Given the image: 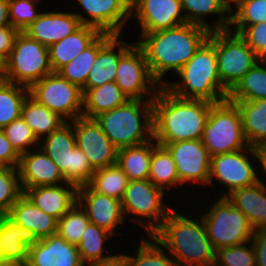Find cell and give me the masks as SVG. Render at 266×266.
<instances>
[{
	"label": "cell",
	"mask_w": 266,
	"mask_h": 266,
	"mask_svg": "<svg viewBox=\"0 0 266 266\" xmlns=\"http://www.w3.org/2000/svg\"><path fill=\"white\" fill-rule=\"evenodd\" d=\"M230 102L266 99V64L260 59L229 92Z\"/></svg>",
	"instance_id": "obj_36"
},
{
	"label": "cell",
	"mask_w": 266,
	"mask_h": 266,
	"mask_svg": "<svg viewBox=\"0 0 266 266\" xmlns=\"http://www.w3.org/2000/svg\"><path fill=\"white\" fill-rule=\"evenodd\" d=\"M8 9V0H0V27L11 26Z\"/></svg>",
	"instance_id": "obj_53"
},
{
	"label": "cell",
	"mask_w": 266,
	"mask_h": 266,
	"mask_svg": "<svg viewBox=\"0 0 266 266\" xmlns=\"http://www.w3.org/2000/svg\"><path fill=\"white\" fill-rule=\"evenodd\" d=\"M255 150L258 156V169L262 171V176H259V180L263 182L266 177V144L255 147ZM262 177L263 179H261Z\"/></svg>",
	"instance_id": "obj_52"
},
{
	"label": "cell",
	"mask_w": 266,
	"mask_h": 266,
	"mask_svg": "<svg viewBox=\"0 0 266 266\" xmlns=\"http://www.w3.org/2000/svg\"><path fill=\"white\" fill-rule=\"evenodd\" d=\"M246 0H237V6L241 3V2H244Z\"/></svg>",
	"instance_id": "obj_58"
},
{
	"label": "cell",
	"mask_w": 266,
	"mask_h": 266,
	"mask_svg": "<svg viewBox=\"0 0 266 266\" xmlns=\"http://www.w3.org/2000/svg\"><path fill=\"white\" fill-rule=\"evenodd\" d=\"M129 178L117 165L95 170L89 186L97 193L122 200Z\"/></svg>",
	"instance_id": "obj_39"
},
{
	"label": "cell",
	"mask_w": 266,
	"mask_h": 266,
	"mask_svg": "<svg viewBox=\"0 0 266 266\" xmlns=\"http://www.w3.org/2000/svg\"><path fill=\"white\" fill-rule=\"evenodd\" d=\"M256 165L258 166V156L255 147L252 146L212 156L208 186L209 188L211 185L212 187L215 186L214 181H217L220 186L222 184L225 186V190H222L223 194L220 192L219 195L226 197L234 190L253 185L259 181L260 174L258 172L261 171L257 169Z\"/></svg>",
	"instance_id": "obj_11"
},
{
	"label": "cell",
	"mask_w": 266,
	"mask_h": 266,
	"mask_svg": "<svg viewBox=\"0 0 266 266\" xmlns=\"http://www.w3.org/2000/svg\"><path fill=\"white\" fill-rule=\"evenodd\" d=\"M256 259V266H266V229H258L251 240Z\"/></svg>",
	"instance_id": "obj_50"
},
{
	"label": "cell",
	"mask_w": 266,
	"mask_h": 266,
	"mask_svg": "<svg viewBox=\"0 0 266 266\" xmlns=\"http://www.w3.org/2000/svg\"><path fill=\"white\" fill-rule=\"evenodd\" d=\"M7 76V59L0 54V82L6 81Z\"/></svg>",
	"instance_id": "obj_54"
},
{
	"label": "cell",
	"mask_w": 266,
	"mask_h": 266,
	"mask_svg": "<svg viewBox=\"0 0 266 266\" xmlns=\"http://www.w3.org/2000/svg\"><path fill=\"white\" fill-rule=\"evenodd\" d=\"M178 82L164 84V88L183 99H200L219 103L228 98L218 73L215 44L208 38L195 55L174 76Z\"/></svg>",
	"instance_id": "obj_4"
},
{
	"label": "cell",
	"mask_w": 266,
	"mask_h": 266,
	"mask_svg": "<svg viewBox=\"0 0 266 266\" xmlns=\"http://www.w3.org/2000/svg\"><path fill=\"white\" fill-rule=\"evenodd\" d=\"M266 180L234 190L226 198L248 218L254 230L266 229Z\"/></svg>",
	"instance_id": "obj_27"
},
{
	"label": "cell",
	"mask_w": 266,
	"mask_h": 266,
	"mask_svg": "<svg viewBox=\"0 0 266 266\" xmlns=\"http://www.w3.org/2000/svg\"><path fill=\"white\" fill-rule=\"evenodd\" d=\"M77 202L86 211L90 223L113 236L119 235L118 229L127 222L121 200L99 194L89 185L78 187Z\"/></svg>",
	"instance_id": "obj_19"
},
{
	"label": "cell",
	"mask_w": 266,
	"mask_h": 266,
	"mask_svg": "<svg viewBox=\"0 0 266 266\" xmlns=\"http://www.w3.org/2000/svg\"><path fill=\"white\" fill-rule=\"evenodd\" d=\"M239 108L243 133L249 146L266 144V99L233 102Z\"/></svg>",
	"instance_id": "obj_31"
},
{
	"label": "cell",
	"mask_w": 266,
	"mask_h": 266,
	"mask_svg": "<svg viewBox=\"0 0 266 266\" xmlns=\"http://www.w3.org/2000/svg\"><path fill=\"white\" fill-rule=\"evenodd\" d=\"M17 168L22 189L66 183L55 162L39 147L20 154Z\"/></svg>",
	"instance_id": "obj_21"
},
{
	"label": "cell",
	"mask_w": 266,
	"mask_h": 266,
	"mask_svg": "<svg viewBox=\"0 0 266 266\" xmlns=\"http://www.w3.org/2000/svg\"><path fill=\"white\" fill-rule=\"evenodd\" d=\"M266 22V0H246L231 12L230 27H248Z\"/></svg>",
	"instance_id": "obj_45"
},
{
	"label": "cell",
	"mask_w": 266,
	"mask_h": 266,
	"mask_svg": "<svg viewBox=\"0 0 266 266\" xmlns=\"http://www.w3.org/2000/svg\"><path fill=\"white\" fill-rule=\"evenodd\" d=\"M76 146L88 157L94 170L115 165L118 149L94 118L79 117L73 120Z\"/></svg>",
	"instance_id": "obj_17"
},
{
	"label": "cell",
	"mask_w": 266,
	"mask_h": 266,
	"mask_svg": "<svg viewBox=\"0 0 266 266\" xmlns=\"http://www.w3.org/2000/svg\"><path fill=\"white\" fill-rule=\"evenodd\" d=\"M115 83L129 100H153L161 87L152 77L144 51L136 42L120 56Z\"/></svg>",
	"instance_id": "obj_14"
},
{
	"label": "cell",
	"mask_w": 266,
	"mask_h": 266,
	"mask_svg": "<svg viewBox=\"0 0 266 266\" xmlns=\"http://www.w3.org/2000/svg\"><path fill=\"white\" fill-rule=\"evenodd\" d=\"M213 103L179 98L161 86L152 100L153 138L160 144L201 140Z\"/></svg>",
	"instance_id": "obj_2"
},
{
	"label": "cell",
	"mask_w": 266,
	"mask_h": 266,
	"mask_svg": "<svg viewBox=\"0 0 266 266\" xmlns=\"http://www.w3.org/2000/svg\"><path fill=\"white\" fill-rule=\"evenodd\" d=\"M27 266H86L77 245L68 243L58 233L39 239L28 248Z\"/></svg>",
	"instance_id": "obj_20"
},
{
	"label": "cell",
	"mask_w": 266,
	"mask_h": 266,
	"mask_svg": "<svg viewBox=\"0 0 266 266\" xmlns=\"http://www.w3.org/2000/svg\"><path fill=\"white\" fill-rule=\"evenodd\" d=\"M210 31L185 23L173 28L143 34L135 41L144 51L152 77L164 86L167 72L176 74L209 38Z\"/></svg>",
	"instance_id": "obj_1"
},
{
	"label": "cell",
	"mask_w": 266,
	"mask_h": 266,
	"mask_svg": "<svg viewBox=\"0 0 266 266\" xmlns=\"http://www.w3.org/2000/svg\"><path fill=\"white\" fill-rule=\"evenodd\" d=\"M229 29L238 33L260 59L266 57V22L248 27H229Z\"/></svg>",
	"instance_id": "obj_47"
},
{
	"label": "cell",
	"mask_w": 266,
	"mask_h": 266,
	"mask_svg": "<svg viewBox=\"0 0 266 266\" xmlns=\"http://www.w3.org/2000/svg\"><path fill=\"white\" fill-rule=\"evenodd\" d=\"M29 95V87L0 82V129L21 117L22 106Z\"/></svg>",
	"instance_id": "obj_38"
},
{
	"label": "cell",
	"mask_w": 266,
	"mask_h": 266,
	"mask_svg": "<svg viewBox=\"0 0 266 266\" xmlns=\"http://www.w3.org/2000/svg\"><path fill=\"white\" fill-rule=\"evenodd\" d=\"M6 266H27V265L25 263V264H7Z\"/></svg>",
	"instance_id": "obj_57"
},
{
	"label": "cell",
	"mask_w": 266,
	"mask_h": 266,
	"mask_svg": "<svg viewBox=\"0 0 266 266\" xmlns=\"http://www.w3.org/2000/svg\"><path fill=\"white\" fill-rule=\"evenodd\" d=\"M81 26L82 23L72 11L43 10L40 16L24 30V33L49 48L73 34Z\"/></svg>",
	"instance_id": "obj_22"
},
{
	"label": "cell",
	"mask_w": 266,
	"mask_h": 266,
	"mask_svg": "<svg viewBox=\"0 0 266 266\" xmlns=\"http://www.w3.org/2000/svg\"><path fill=\"white\" fill-rule=\"evenodd\" d=\"M77 189L74 184L66 182L22 190L36 207L59 220L77 202Z\"/></svg>",
	"instance_id": "obj_23"
},
{
	"label": "cell",
	"mask_w": 266,
	"mask_h": 266,
	"mask_svg": "<svg viewBox=\"0 0 266 266\" xmlns=\"http://www.w3.org/2000/svg\"><path fill=\"white\" fill-rule=\"evenodd\" d=\"M209 39L215 44L219 78L230 92L260 58L230 29L212 31Z\"/></svg>",
	"instance_id": "obj_10"
},
{
	"label": "cell",
	"mask_w": 266,
	"mask_h": 266,
	"mask_svg": "<svg viewBox=\"0 0 266 266\" xmlns=\"http://www.w3.org/2000/svg\"><path fill=\"white\" fill-rule=\"evenodd\" d=\"M2 130L19 154L39 147V140L22 116L12 121Z\"/></svg>",
	"instance_id": "obj_43"
},
{
	"label": "cell",
	"mask_w": 266,
	"mask_h": 266,
	"mask_svg": "<svg viewBox=\"0 0 266 266\" xmlns=\"http://www.w3.org/2000/svg\"><path fill=\"white\" fill-rule=\"evenodd\" d=\"M181 4L187 23L202 26L210 32L230 27L231 11L221 0H181ZM214 14L218 19L207 23L205 16Z\"/></svg>",
	"instance_id": "obj_29"
},
{
	"label": "cell",
	"mask_w": 266,
	"mask_h": 266,
	"mask_svg": "<svg viewBox=\"0 0 266 266\" xmlns=\"http://www.w3.org/2000/svg\"><path fill=\"white\" fill-rule=\"evenodd\" d=\"M89 223L86 211L76 202L58 220L57 233L62 236L66 242L78 245Z\"/></svg>",
	"instance_id": "obj_41"
},
{
	"label": "cell",
	"mask_w": 266,
	"mask_h": 266,
	"mask_svg": "<svg viewBox=\"0 0 266 266\" xmlns=\"http://www.w3.org/2000/svg\"><path fill=\"white\" fill-rule=\"evenodd\" d=\"M52 72L48 47L20 32L7 59L6 81L30 87Z\"/></svg>",
	"instance_id": "obj_12"
},
{
	"label": "cell",
	"mask_w": 266,
	"mask_h": 266,
	"mask_svg": "<svg viewBox=\"0 0 266 266\" xmlns=\"http://www.w3.org/2000/svg\"><path fill=\"white\" fill-rule=\"evenodd\" d=\"M81 12H73L82 25L96 27L102 33L121 35L131 20V3L128 0H75ZM84 15V16H83Z\"/></svg>",
	"instance_id": "obj_16"
},
{
	"label": "cell",
	"mask_w": 266,
	"mask_h": 266,
	"mask_svg": "<svg viewBox=\"0 0 266 266\" xmlns=\"http://www.w3.org/2000/svg\"><path fill=\"white\" fill-rule=\"evenodd\" d=\"M32 2H35V3H39L38 0H30ZM40 1V0H39Z\"/></svg>",
	"instance_id": "obj_59"
},
{
	"label": "cell",
	"mask_w": 266,
	"mask_h": 266,
	"mask_svg": "<svg viewBox=\"0 0 266 266\" xmlns=\"http://www.w3.org/2000/svg\"><path fill=\"white\" fill-rule=\"evenodd\" d=\"M7 216L42 239L57 233L58 220L36 207L24 194L15 202Z\"/></svg>",
	"instance_id": "obj_28"
},
{
	"label": "cell",
	"mask_w": 266,
	"mask_h": 266,
	"mask_svg": "<svg viewBox=\"0 0 266 266\" xmlns=\"http://www.w3.org/2000/svg\"><path fill=\"white\" fill-rule=\"evenodd\" d=\"M148 180L165 192L173 187L182 186L170 152L165 146L158 144L154 138Z\"/></svg>",
	"instance_id": "obj_32"
},
{
	"label": "cell",
	"mask_w": 266,
	"mask_h": 266,
	"mask_svg": "<svg viewBox=\"0 0 266 266\" xmlns=\"http://www.w3.org/2000/svg\"><path fill=\"white\" fill-rule=\"evenodd\" d=\"M8 2L10 23L20 32H24L42 13L36 8L37 3L30 0H8Z\"/></svg>",
	"instance_id": "obj_46"
},
{
	"label": "cell",
	"mask_w": 266,
	"mask_h": 266,
	"mask_svg": "<svg viewBox=\"0 0 266 266\" xmlns=\"http://www.w3.org/2000/svg\"><path fill=\"white\" fill-rule=\"evenodd\" d=\"M214 198L209 208L201 213L208 238L215 250L250 242L255 232L245 214L226 197ZM207 210V211H206Z\"/></svg>",
	"instance_id": "obj_7"
},
{
	"label": "cell",
	"mask_w": 266,
	"mask_h": 266,
	"mask_svg": "<svg viewBox=\"0 0 266 266\" xmlns=\"http://www.w3.org/2000/svg\"><path fill=\"white\" fill-rule=\"evenodd\" d=\"M262 60L265 62V64H266V57H264V58H262Z\"/></svg>",
	"instance_id": "obj_60"
},
{
	"label": "cell",
	"mask_w": 266,
	"mask_h": 266,
	"mask_svg": "<svg viewBox=\"0 0 266 266\" xmlns=\"http://www.w3.org/2000/svg\"><path fill=\"white\" fill-rule=\"evenodd\" d=\"M37 241L32 231L16 224L7 215L0 219V254L6 264H25L28 248Z\"/></svg>",
	"instance_id": "obj_24"
},
{
	"label": "cell",
	"mask_w": 266,
	"mask_h": 266,
	"mask_svg": "<svg viewBox=\"0 0 266 266\" xmlns=\"http://www.w3.org/2000/svg\"><path fill=\"white\" fill-rule=\"evenodd\" d=\"M94 119L117 149L137 146L153 139L152 100H128Z\"/></svg>",
	"instance_id": "obj_5"
},
{
	"label": "cell",
	"mask_w": 266,
	"mask_h": 266,
	"mask_svg": "<svg viewBox=\"0 0 266 266\" xmlns=\"http://www.w3.org/2000/svg\"><path fill=\"white\" fill-rule=\"evenodd\" d=\"M114 236L95 224L89 223L82 234V238L77 245L82 262L88 266L94 261H98L111 256L105 250L106 241ZM107 252V253H106ZM106 253V254H105Z\"/></svg>",
	"instance_id": "obj_40"
},
{
	"label": "cell",
	"mask_w": 266,
	"mask_h": 266,
	"mask_svg": "<svg viewBox=\"0 0 266 266\" xmlns=\"http://www.w3.org/2000/svg\"><path fill=\"white\" fill-rule=\"evenodd\" d=\"M153 150V139L144 144L118 149L116 164L129 180L148 179Z\"/></svg>",
	"instance_id": "obj_33"
},
{
	"label": "cell",
	"mask_w": 266,
	"mask_h": 266,
	"mask_svg": "<svg viewBox=\"0 0 266 266\" xmlns=\"http://www.w3.org/2000/svg\"><path fill=\"white\" fill-rule=\"evenodd\" d=\"M122 37L114 35L99 50L88 74L86 85L82 89L95 88L115 81L119 58L133 44L123 40Z\"/></svg>",
	"instance_id": "obj_25"
},
{
	"label": "cell",
	"mask_w": 266,
	"mask_h": 266,
	"mask_svg": "<svg viewBox=\"0 0 266 266\" xmlns=\"http://www.w3.org/2000/svg\"><path fill=\"white\" fill-rule=\"evenodd\" d=\"M88 266H129L127 261V254L125 253H114L104 259L94 261L90 263Z\"/></svg>",
	"instance_id": "obj_51"
},
{
	"label": "cell",
	"mask_w": 266,
	"mask_h": 266,
	"mask_svg": "<svg viewBox=\"0 0 266 266\" xmlns=\"http://www.w3.org/2000/svg\"><path fill=\"white\" fill-rule=\"evenodd\" d=\"M82 92V116L86 118H94L100 113L125 104L129 100L115 81L107 82L95 88L82 89Z\"/></svg>",
	"instance_id": "obj_30"
},
{
	"label": "cell",
	"mask_w": 266,
	"mask_h": 266,
	"mask_svg": "<svg viewBox=\"0 0 266 266\" xmlns=\"http://www.w3.org/2000/svg\"><path fill=\"white\" fill-rule=\"evenodd\" d=\"M165 193L148 179L129 181L121 200L125 218L131 216L130 222L141 226L148 236L153 235L173 209L164 201Z\"/></svg>",
	"instance_id": "obj_9"
},
{
	"label": "cell",
	"mask_w": 266,
	"mask_h": 266,
	"mask_svg": "<svg viewBox=\"0 0 266 266\" xmlns=\"http://www.w3.org/2000/svg\"><path fill=\"white\" fill-rule=\"evenodd\" d=\"M214 266H256L252 242L217 249Z\"/></svg>",
	"instance_id": "obj_44"
},
{
	"label": "cell",
	"mask_w": 266,
	"mask_h": 266,
	"mask_svg": "<svg viewBox=\"0 0 266 266\" xmlns=\"http://www.w3.org/2000/svg\"><path fill=\"white\" fill-rule=\"evenodd\" d=\"M101 34L102 32L96 27L82 25L73 34L51 45L48 49L52 71L58 72L89 47Z\"/></svg>",
	"instance_id": "obj_26"
},
{
	"label": "cell",
	"mask_w": 266,
	"mask_h": 266,
	"mask_svg": "<svg viewBox=\"0 0 266 266\" xmlns=\"http://www.w3.org/2000/svg\"><path fill=\"white\" fill-rule=\"evenodd\" d=\"M20 31L11 26L0 27V54L8 59Z\"/></svg>",
	"instance_id": "obj_49"
},
{
	"label": "cell",
	"mask_w": 266,
	"mask_h": 266,
	"mask_svg": "<svg viewBox=\"0 0 266 266\" xmlns=\"http://www.w3.org/2000/svg\"><path fill=\"white\" fill-rule=\"evenodd\" d=\"M223 4L232 12L237 7V0H221ZM234 7V9H233Z\"/></svg>",
	"instance_id": "obj_55"
},
{
	"label": "cell",
	"mask_w": 266,
	"mask_h": 266,
	"mask_svg": "<svg viewBox=\"0 0 266 266\" xmlns=\"http://www.w3.org/2000/svg\"><path fill=\"white\" fill-rule=\"evenodd\" d=\"M113 34L102 33L89 47L83 50L75 59L63 66L58 73L70 83L81 89L86 85L88 74L96 60L99 50L113 37Z\"/></svg>",
	"instance_id": "obj_34"
},
{
	"label": "cell",
	"mask_w": 266,
	"mask_h": 266,
	"mask_svg": "<svg viewBox=\"0 0 266 266\" xmlns=\"http://www.w3.org/2000/svg\"><path fill=\"white\" fill-rule=\"evenodd\" d=\"M21 116L39 141L65 122L57 113L38 103L30 95L23 103Z\"/></svg>",
	"instance_id": "obj_35"
},
{
	"label": "cell",
	"mask_w": 266,
	"mask_h": 266,
	"mask_svg": "<svg viewBox=\"0 0 266 266\" xmlns=\"http://www.w3.org/2000/svg\"><path fill=\"white\" fill-rule=\"evenodd\" d=\"M197 217L186 216L184 212L172 209L152 235L172 256L177 266L215 264L216 250L208 238L201 215Z\"/></svg>",
	"instance_id": "obj_3"
},
{
	"label": "cell",
	"mask_w": 266,
	"mask_h": 266,
	"mask_svg": "<svg viewBox=\"0 0 266 266\" xmlns=\"http://www.w3.org/2000/svg\"><path fill=\"white\" fill-rule=\"evenodd\" d=\"M20 154L0 129V167H18Z\"/></svg>",
	"instance_id": "obj_48"
},
{
	"label": "cell",
	"mask_w": 266,
	"mask_h": 266,
	"mask_svg": "<svg viewBox=\"0 0 266 266\" xmlns=\"http://www.w3.org/2000/svg\"><path fill=\"white\" fill-rule=\"evenodd\" d=\"M201 141L211 157L249 146L243 133L241 114L235 103L226 99L211 105Z\"/></svg>",
	"instance_id": "obj_8"
},
{
	"label": "cell",
	"mask_w": 266,
	"mask_h": 266,
	"mask_svg": "<svg viewBox=\"0 0 266 266\" xmlns=\"http://www.w3.org/2000/svg\"><path fill=\"white\" fill-rule=\"evenodd\" d=\"M23 195L17 167H0V213L7 215Z\"/></svg>",
	"instance_id": "obj_42"
},
{
	"label": "cell",
	"mask_w": 266,
	"mask_h": 266,
	"mask_svg": "<svg viewBox=\"0 0 266 266\" xmlns=\"http://www.w3.org/2000/svg\"><path fill=\"white\" fill-rule=\"evenodd\" d=\"M6 262L3 260L2 255L0 254V266H6Z\"/></svg>",
	"instance_id": "obj_56"
},
{
	"label": "cell",
	"mask_w": 266,
	"mask_h": 266,
	"mask_svg": "<svg viewBox=\"0 0 266 266\" xmlns=\"http://www.w3.org/2000/svg\"><path fill=\"white\" fill-rule=\"evenodd\" d=\"M29 95L65 121L82 117V89L58 72H52L29 87Z\"/></svg>",
	"instance_id": "obj_13"
},
{
	"label": "cell",
	"mask_w": 266,
	"mask_h": 266,
	"mask_svg": "<svg viewBox=\"0 0 266 266\" xmlns=\"http://www.w3.org/2000/svg\"><path fill=\"white\" fill-rule=\"evenodd\" d=\"M39 148L55 162L67 183L77 188L89 184L95 170L88 157L76 146L73 121H65L41 139Z\"/></svg>",
	"instance_id": "obj_6"
},
{
	"label": "cell",
	"mask_w": 266,
	"mask_h": 266,
	"mask_svg": "<svg viewBox=\"0 0 266 266\" xmlns=\"http://www.w3.org/2000/svg\"><path fill=\"white\" fill-rule=\"evenodd\" d=\"M164 146L175 162L182 186L190 185L188 183L193 187L208 186L211 156L201 140L176 141Z\"/></svg>",
	"instance_id": "obj_15"
},
{
	"label": "cell",
	"mask_w": 266,
	"mask_h": 266,
	"mask_svg": "<svg viewBox=\"0 0 266 266\" xmlns=\"http://www.w3.org/2000/svg\"><path fill=\"white\" fill-rule=\"evenodd\" d=\"M145 236L139 238L136 253L127 254L129 266H177L174 259L154 236Z\"/></svg>",
	"instance_id": "obj_37"
},
{
	"label": "cell",
	"mask_w": 266,
	"mask_h": 266,
	"mask_svg": "<svg viewBox=\"0 0 266 266\" xmlns=\"http://www.w3.org/2000/svg\"><path fill=\"white\" fill-rule=\"evenodd\" d=\"M131 18L141 28L140 37L187 23L181 0H133Z\"/></svg>",
	"instance_id": "obj_18"
}]
</instances>
